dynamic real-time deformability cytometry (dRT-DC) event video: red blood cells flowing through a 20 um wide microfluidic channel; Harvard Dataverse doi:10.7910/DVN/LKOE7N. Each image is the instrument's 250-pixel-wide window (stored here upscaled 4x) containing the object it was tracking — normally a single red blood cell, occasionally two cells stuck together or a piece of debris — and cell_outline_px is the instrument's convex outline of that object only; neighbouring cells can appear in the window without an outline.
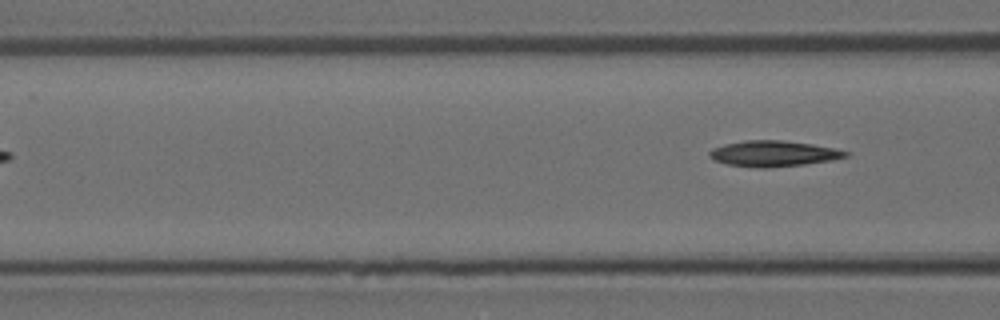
{"species": "Egyptian fruit bat (a non-hibernating species)", "species_latin": "Rousettus aegyptiacus", "temperature_condition": "room temperature", "stored_images_in_passage": 4, "camera_frame_rate_fps": 3000, "um_per_image_px": 0.085, "animal": {"sex": "female"}, "frame": {"image": 1, "passage_image": 4, "time_ms": 1.0, "image_size_px": [1000, 320], "cell_outline_px": [[852, 152], [848, 156], [832, 160], [804, 164], [764, 168], [756, 168], [728, 164], [712, 160], [708, 156], [708, 152], [712, 148], [724, 144], [744, 140], [780, 140], [812, 144]], "centroid_in_image_um": [65.71, 13.05], "position_along_channel_um": 100.9, "area_um2": 20.52}}